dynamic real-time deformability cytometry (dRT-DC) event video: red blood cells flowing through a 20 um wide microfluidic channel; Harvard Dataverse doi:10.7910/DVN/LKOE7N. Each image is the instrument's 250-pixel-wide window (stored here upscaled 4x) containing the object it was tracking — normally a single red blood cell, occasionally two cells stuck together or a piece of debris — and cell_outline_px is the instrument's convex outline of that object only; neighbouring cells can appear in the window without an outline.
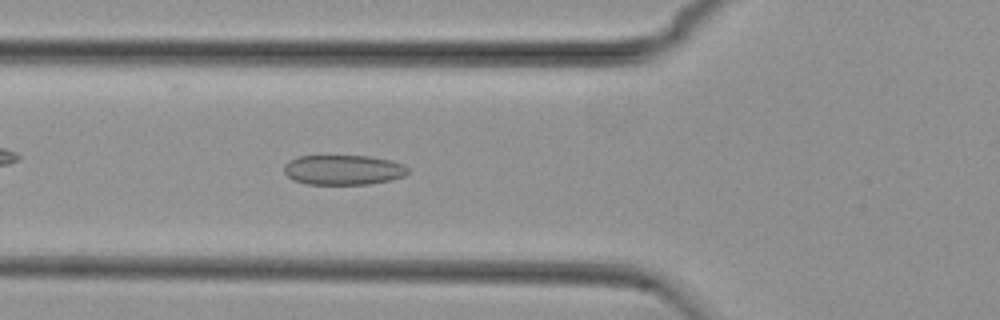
{"species": "common noctule bat (a hibernating species)", "species_latin": "Nyctalus noctula", "temperature_condition": "cold", "stored_images_in_passage": 43, "camera_frame_rate_fps": 3000, "um_per_image_px": 0.085, "animal": {"sex": "female", "body_mass_g": 29.2, "forearm_length_mm": 56.3}, "frame": {"image": 1, "passage_image": 8, "time_ms": 2.333, "image_size_px": [1000, 320], "cell_outline_px": [[408, 172], [404, 176], [388, 180], [368, 184], [304, 184], [292, 180], [284, 172], [284, 164], [300, 156], [368, 156], [388, 160], [404, 164], [408, 168]], "centroid_in_image_um": [29.16, 14.44], "position_along_channel_um": 96.6, "area_um2": 21.44}}
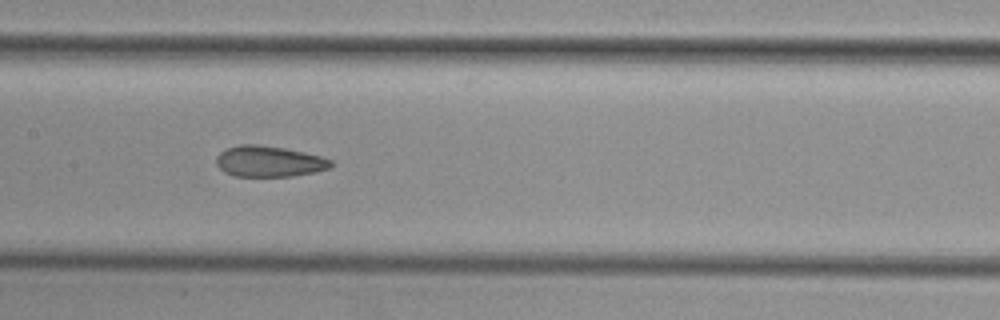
{"frame": {"image": 2, "passage_image": 15, "time_ms": 4.667, "image_size_px": [1000, 320], "cell_outline_px": [[332, 164], [328, 168], [316, 172], [292, 176], [232, 176], [224, 172], [216, 164], [216, 156], [220, 152], [228, 148], [240, 144], [256, 144], [284, 148], [304, 152], [320, 156], [332, 160]], "centroid_in_image_um": [22.84, 13.72], "position_along_channel_um": 184.6, "area_um2": 20.63}}
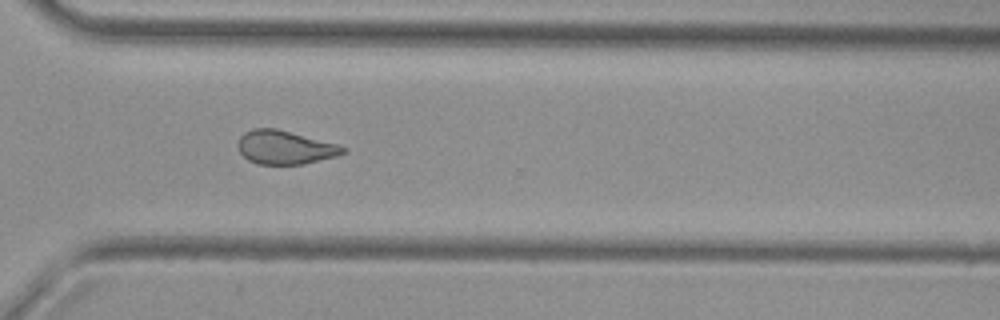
{"frame": {"image": 3, "passage_image": 28, "time_ms": 9.0, "image_size_px": [1000, 320], "cell_outline_px": [[348, 152], [336, 156], [304, 164], [256, 164], [248, 160], [240, 152], [240, 136], [244, 132], [252, 128], [276, 128], [336, 144], [348, 148]], "centroid_in_image_um": [24.24, 12.53], "position_along_channel_um": 346.4, "area_um2": 20.4}, "authors_computed_cell_mechanics": {"area_um2": 21.2126, "velocity_mm_per_s": 3.7435, "shape_relaxation_time_tau1_ms": null, "shape_relaxation_time_tau2_ms": 3.5665, "deformation_change_tau1": null, "deformation_change_tau2": 0.1104}}